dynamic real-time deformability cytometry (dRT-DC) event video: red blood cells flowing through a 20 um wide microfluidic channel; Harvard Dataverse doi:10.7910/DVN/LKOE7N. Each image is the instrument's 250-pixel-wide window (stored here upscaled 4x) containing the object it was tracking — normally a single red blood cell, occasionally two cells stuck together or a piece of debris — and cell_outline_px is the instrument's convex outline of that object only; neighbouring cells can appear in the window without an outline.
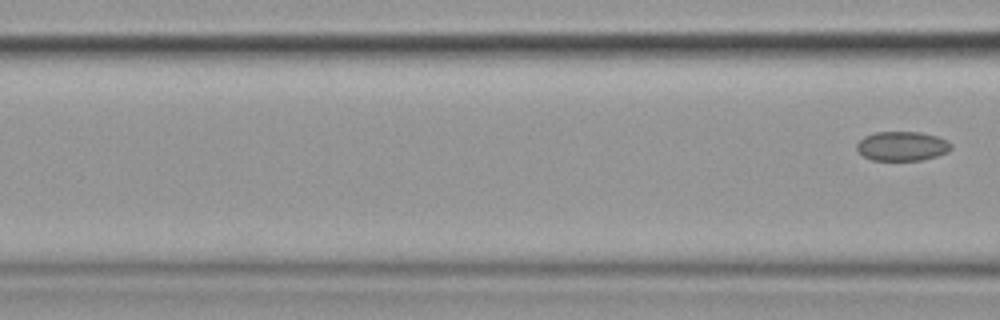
{"species": "common noctule bat (a hibernating species)", "species_latin": "Nyctalus noctula", "temperature_condition": "cold", "stored_images_in_passage": 7, "camera_frame_rate_fps": 3000, "um_per_image_px": 0.085, "animal": {"sex": "female", "body_mass_g": 19.9}, "frame": {"image": 1, "passage_image": 7, "time_ms": 8.0, "image_size_px": [1000, 320], "cell_outline_px": [[952, 148], [948, 152], [936, 156], [920, 160], [872, 160], [864, 156], [856, 148], [856, 144], [864, 136], [876, 132], [920, 132], [936, 136], [948, 140], [952, 144]], "centroid_in_image_um": [76.7, 12.41], "position_along_channel_um": 89.9, "area_um2": 16.13}}